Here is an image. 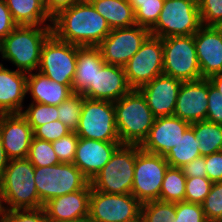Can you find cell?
Here are the masks:
<instances>
[{
    "label": "cell",
    "mask_w": 222,
    "mask_h": 222,
    "mask_svg": "<svg viewBox=\"0 0 222 222\" xmlns=\"http://www.w3.org/2000/svg\"><path fill=\"white\" fill-rule=\"evenodd\" d=\"M51 34V25H18L0 41V55L19 71H37L42 46Z\"/></svg>",
    "instance_id": "3957f363"
},
{
    "label": "cell",
    "mask_w": 222,
    "mask_h": 222,
    "mask_svg": "<svg viewBox=\"0 0 222 222\" xmlns=\"http://www.w3.org/2000/svg\"><path fill=\"white\" fill-rule=\"evenodd\" d=\"M21 114L34 131L39 126L58 120V106L30 102Z\"/></svg>",
    "instance_id": "d6a6232c"
},
{
    "label": "cell",
    "mask_w": 222,
    "mask_h": 222,
    "mask_svg": "<svg viewBox=\"0 0 222 222\" xmlns=\"http://www.w3.org/2000/svg\"><path fill=\"white\" fill-rule=\"evenodd\" d=\"M18 25L13 21L11 13L4 0H0V41Z\"/></svg>",
    "instance_id": "f6af8a7d"
},
{
    "label": "cell",
    "mask_w": 222,
    "mask_h": 222,
    "mask_svg": "<svg viewBox=\"0 0 222 222\" xmlns=\"http://www.w3.org/2000/svg\"><path fill=\"white\" fill-rule=\"evenodd\" d=\"M163 6L164 0L138 2V9L135 11L136 24L150 30L156 24Z\"/></svg>",
    "instance_id": "e575fe53"
},
{
    "label": "cell",
    "mask_w": 222,
    "mask_h": 222,
    "mask_svg": "<svg viewBox=\"0 0 222 222\" xmlns=\"http://www.w3.org/2000/svg\"><path fill=\"white\" fill-rule=\"evenodd\" d=\"M65 222H95V221L88 214L86 216H83V217H80V218H76V219H72V220L65 221Z\"/></svg>",
    "instance_id": "f907efd6"
},
{
    "label": "cell",
    "mask_w": 222,
    "mask_h": 222,
    "mask_svg": "<svg viewBox=\"0 0 222 222\" xmlns=\"http://www.w3.org/2000/svg\"><path fill=\"white\" fill-rule=\"evenodd\" d=\"M213 87L222 94V73L216 74L208 79Z\"/></svg>",
    "instance_id": "681fc988"
},
{
    "label": "cell",
    "mask_w": 222,
    "mask_h": 222,
    "mask_svg": "<svg viewBox=\"0 0 222 222\" xmlns=\"http://www.w3.org/2000/svg\"><path fill=\"white\" fill-rule=\"evenodd\" d=\"M182 82L162 74L138 90L155 117L173 116Z\"/></svg>",
    "instance_id": "d6986e66"
},
{
    "label": "cell",
    "mask_w": 222,
    "mask_h": 222,
    "mask_svg": "<svg viewBox=\"0 0 222 222\" xmlns=\"http://www.w3.org/2000/svg\"><path fill=\"white\" fill-rule=\"evenodd\" d=\"M186 178L181 168L169 166L164 175L159 200L174 203L184 201Z\"/></svg>",
    "instance_id": "f546056e"
},
{
    "label": "cell",
    "mask_w": 222,
    "mask_h": 222,
    "mask_svg": "<svg viewBox=\"0 0 222 222\" xmlns=\"http://www.w3.org/2000/svg\"><path fill=\"white\" fill-rule=\"evenodd\" d=\"M162 43L164 75L183 82L202 79L194 35L165 37Z\"/></svg>",
    "instance_id": "ba28073f"
},
{
    "label": "cell",
    "mask_w": 222,
    "mask_h": 222,
    "mask_svg": "<svg viewBox=\"0 0 222 222\" xmlns=\"http://www.w3.org/2000/svg\"><path fill=\"white\" fill-rule=\"evenodd\" d=\"M181 169L186 177H207L205 156L193 159Z\"/></svg>",
    "instance_id": "bcb514c9"
},
{
    "label": "cell",
    "mask_w": 222,
    "mask_h": 222,
    "mask_svg": "<svg viewBox=\"0 0 222 222\" xmlns=\"http://www.w3.org/2000/svg\"><path fill=\"white\" fill-rule=\"evenodd\" d=\"M201 156L222 151V125L208 120L192 123Z\"/></svg>",
    "instance_id": "f1b7e54d"
},
{
    "label": "cell",
    "mask_w": 222,
    "mask_h": 222,
    "mask_svg": "<svg viewBox=\"0 0 222 222\" xmlns=\"http://www.w3.org/2000/svg\"><path fill=\"white\" fill-rule=\"evenodd\" d=\"M206 120L222 125V94L208 80V108Z\"/></svg>",
    "instance_id": "7bdbcfd3"
},
{
    "label": "cell",
    "mask_w": 222,
    "mask_h": 222,
    "mask_svg": "<svg viewBox=\"0 0 222 222\" xmlns=\"http://www.w3.org/2000/svg\"><path fill=\"white\" fill-rule=\"evenodd\" d=\"M169 164L164 156L148 153L135 145L134 180L131 194L141 203L159 200Z\"/></svg>",
    "instance_id": "30bf717a"
},
{
    "label": "cell",
    "mask_w": 222,
    "mask_h": 222,
    "mask_svg": "<svg viewBox=\"0 0 222 222\" xmlns=\"http://www.w3.org/2000/svg\"><path fill=\"white\" fill-rule=\"evenodd\" d=\"M27 159L37 167L52 166L60 163L52 142L33 137Z\"/></svg>",
    "instance_id": "1f68e13d"
},
{
    "label": "cell",
    "mask_w": 222,
    "mask_h": 222,
    "mask_svg": "<svg viewBox=\"0 0 222 222\" xmlns=\"http://www.w3.org/2000/svg\"><path fill=\"white\" fill-rule=\"evenodd\" d=\"M4 222H50L43 208L3 211Z\"/></svg>",
    "instance_id": "60d3db41"
},
{
    "label": "cell",
    "mask_w": 222,
    "mask_h": 222,
    "mask_svg": "<svg viewBox=\"0 0 222 222\" xmlns=\"http://www.w3.org/2000/svg\"><path fill=\"white\" fill-rule=\"evenodd\" d=\"M132 6L134 12L138 9V2H147L148 0H127Z\"/></svg>",
    "instance_id": "f5cc1de1"
},
{
    "label": "cell",
    "mask_w": 222,
    "mask_h": 222,
    "mask_svg": "<svg viewBox=\"0 0 222 222\" xmlns=\"http://www.w3.org/2000/svg\"><path fill=\"white\" fill-rule=\"evenodd\" d=\"M52 34L78 46H98L112 30L88 0H82L52 18Z\"/></svg>",
    "instance_id": "6da1fadb"
},
{
    "label": "cell",
    "mask_w": 222,
    "mask_h": 222,
    "mask_svg": "<svg viewBox=\"0 0 222 222\" xmlns=\"http://www.w3.org/2000/svg\"><path fill=\"white\" fill-rule=\"evenodd\" d=\"M131 90L124 67L105 63L100 70H97L94 84H91L82 96L114 102Z\"/></svg>",
    "instance_id": "ffe728a7"
},
{
    "label": "cell",
    "mask_w": 222,
    "mask_h": 222,
    "mask_svg": "<svg viewBox=\"0 0 222 222\" xmlns=\"http://www.w3.org/2000/svg\"><path fill=\"white\" fill-rule=\"evenodd\" d=\"M10 159L8 158L2 144V138L0 134V179L2 178L4 171L9 164Z\"/></svg>",
    "instance_id": "c3c4849f"
},
{
    "label": "cell",
    "mask_w": 222,
    "mask_h": 222,
    "mask_svg": "<svg viewBox=\"0 0 222 222\" xmlns=\"http://www.w3.org/2000/svg\"><path fill=\"white\" fill-rule=\"evenodd\" d=\"M34 179L42 205L55 197L82 190L90 183L73 163L34 166Z\"/></svg>",
    "instance_id": "8992f818"
},
{
    "label": "cell",
    "mask_w": 222,
    "mask_h": 222,
    "mask_svg": "<svg viewBox=\"0 0 222 222\" xmlns=\"http://www.w3.org/2000/svg\"><path fill=\"white\" fill-rule=\"evenodd\" d=\"M0 134L10 160L27 158L34 134L21 113L0 114Z\"/></svg>",
    "instance_id": "9a60e30c"
},
{
    "label": "cell",
    "mask_w": 222,
    "mask_h": 222,
    "mask_svg": "<svg viewBox=\"0 0 222 222\" xmlns=\"http://www.w3.org/2000/svg\"><path fill=\"white\" fill-rule=\"evenodd\" d=\"M120 145L121 142H104L79 137L73 164L91 180Z\"/></svg>",
    "instance_id": "44dd1931"
},
{
    "label": "cell",
    "mask_w": 222,
    "mask_h": 222,
    "mask_svg": "<svg viewBox=\"0 0 222 222\" xmlns=\"http://www.w3.org/2000/svg\"><path fill=\"white\" fill-rule=\"evenodd\" d=\"M194 42L202 78L222 73V28L201 26L194 34Z\"/></svg>",
    "instance_id": "e0dca14e"
},
{
    "label": "cell",
    "mask_w": 222,
    "mask_h": 222,
    "mask_svg": "<svg viewBox=\"0 0 222 222\" xmlns=\"http://www.w3.org/2000/svg\"><path fill=\"white\" fill-rule=\"evenodd\" d=\"M27 73L0 63V114L21 113L27 95Z\"/></svg>",
    "instance_id": "603a6c76"
},
{
    "label": "cell",
    "mask_w": 222,
    "mask_h": 222,
    "mask_svg": "<svg viewBox=\"0 0 222 222\" xmlns=\"http://www.w3.org/2000/svg\"><path fill=\"white\" fill-rule=\"evenodd\" d=\"M70 132L60 120H56L37 127L33 131V134L35 138L53 142L66 136Z\"/></svg>",
    "instance_id": "b9f144b4"
},
{
    "label": "cell",
    "mask_w": 222,
    "mask_h": 222,
    "mask_svg": "<svg viewBox=\"0 0 222 222\" xmlns=\"http://www.w3.org/2000/svg\"><path fill=\"white\" fill-rule=\"evenodd\" d=\"M75 133L80 138L120 142L117 134L114 102L82 96L81 118Z\"/></svg>",
    "instance_id": "9c48e42d"
},
{
    "label": "cell",
    "mask_w": 222,
    "mask_h": 222,
    "mask_svg": "<svg viewBox=\"0 0 222 222\" xmlns=\"http://www.w3.org/2000/svg\"><path fill=\"white\" fill-rule=\"evenodd\" d=\"M117 134L121 144L141 145L154 124L155 116L143 94L132 89L114 101Z\"/></svg>",
    "instance_id": "277c9868"
},
{
    "label": "cell",
    "mask_w": 222,
    "mask_h": 222,
    "mask_svg": "<svg viewBox=\"0 0 222 222\" xmlns=\"http://www.w3.org/2000/svg\"><path fill=\"white\" fill-rule=\"evenodd\" d=\"M141 213L145 222H173L176 215V203L150 201L141 204Z\"/></svg>",
    "instance_id": "836d02e7"
},
{
    "label": "cell",
    "mask_w": 222,
    "mask_h": 222,
    "mask_svg": "<svg viewBox=\"0 0 222 222\" xmlns=\"http://www.w3.org/2000/svg\"><path fill=\"white\" fill-rule=\"evenodd\" d=\"M79 137L75 132H70L66 136L53 141V149L60 163H73Z\"/></svg>",
    "instance_id": "f35d334b"
},
{
    "label": "cell",
    "mask_w": 222,
    "mask_h": 222,
    "mask_svg": "<svg viewBox=\"0 0 222 222\" xmlns=\"http://www.w3.org/2000/svg\"><path fill=\"white\" fill-rule=\"evenodd\" d=\"M199 145L198 139L194 135V129L190 126L164 157L170 167L181 168L201 156Z\"/></svg>",
    "instance_id": "83f0119b"
},
{
    "label": "cell",
    "mask_w": 222,
    "mask_h": 222,
    "mask_svg": "<svg viewBox=\"0 0 222 222\" xmlns=\"http://www.w3.org/2000/svg\"><path fill=\"white\" fill-rule=\"evenodd\" d=\"M149 35V29L137 24L131 27L115 28L98 47L106 64L124 67Z\"/></svg>",
    "instance_id": "4fadbf2b"
},
{
    "label": "cell",
    "mask_w": 222,
    "mask_h": 222,
    "mask_svg": "<svg viewBox=\"0 0 222 222\" xmlns=\"http://www.w3.org/2000/svg\"><path fill=\"white\" fill-rule=\"evenodd\" d=\"M202 26L198 0H164V6L150 34L161 39L194 35Z\"/></svg>",
    "instance_id": "52a82bcc"
},
{
    "label": "cell",
    "mask_w": 222,
    "mask_h": 222,
    "mask_svg": "<svg viewBox=\"0 0 222 222\" xmlns=\"http://www.w3.org/2000/svg\"><path fill=\"white\" fill-rule=\"evenodd\" d=\"M111 29L136 25L135 12L127 0H88Z\"/></svg>",
    "instance_id": "4316f807"
},
{
    "label": "cell",
    "mask_w": 222,
    "mask_h": 222,
    "mask_svg": "<svg viewBox=\"0 0 222 222\" xmlns=\"http://www.w3.org/2000/svg\"><path fill=\"white\" fill-rule=\"evenodd\" d=\"M2 211L43 208L34 179V165L27 159L9 161L0 179Z\"/></svg>",
    "instance_id": "7a4b0ae2"
},
{
    "label": "cell",
    "mask_w": 222,
    "mask_h": 222,
    "mask_svg": "<svg viewBox=\"0 0 222 222\" xmlns=\"http://www.w3.org/2000/svg\"><path fill=\"white\" fill-rule=\"evenodd\" d=\"M141 212V203L131 194H107L91 187L89 215L95 222H124Z\"/></svg>",
    "instance_id": "5bb4252c"
},
{
    "label": "cell",
    "mask_w": 222,
    "mask_h": 222,
    "mask_svg": "<svg viewBox=\"0 0 222 222\" xmlns=\"http://www.w3.org/2000/svg\"><path fill=\"white\" fill-rule=\"evenodd\" d=\"M124 222H145L142 213L140 212L134 218L126 220Z\"/></svg>",
    "instance_id": "816d5d0a"
},
{
    "label": "cell",
    "mask_w": 222,
    "mask_h": 222,
    "mask_svg": "<svg viewBox=\"0 0 222 222\" xmlns=\"http://www.w3.org/2000/svg\"><path fill=\"white\" fill-rule=\"evenodd\" d=\"M82 108V94L73 93L58 105V120L71 132H76Z\"/></svg>",
    "instance_id": "4dcf8cb0"
},
{
    "label": "cell",
    "mask_w": 222,
    "mask_h": 222,
    "mask_svg": "<svg viewBox=\"0 0 222 222\" xmlns=\"http://www.w3.org/2000/svg\"><path fill=\"white\" fill-rule=\"evenodd\" d=\"M128 84L139 89L163 74V43L157 36L149 35L137 53L124 66Z\"/></svg>",
    "instance_id": "7c38bea8"
},
{
    "label": "cell",
    "mask_w": 222,
    "mask_h": 222,
    "mask_svg": "<svg viewBox=\"0 0 222 222\" xmlns=\"http://www.w3.org/2000/svg\"><path fill=\"white\" fill-rule=\"evenodd\" d=\"M207 178L211 182L222 181V151L205 156Z\"/></svg>",
    "instance_id": "ee69618b"
},
{
    "label": "cell",
    "mask_w": 222,
    "mask_h": 222,
    "mask_svg": "<svg viewBox=\"0 0 222 222\" xmlns=\"http://www.w3.org/2000/svg\"><path fill=\"white\" fill-rule=\"evenodd\" d=\"M190 126V123L176 116L156 117L140 148L148 153L165 156Z\"/></svg>",
    "instance_id": "ac0fdd59"
},
{
    "label": "cell",
    "mask_w": 222,
    "mask_h": 222,
    "mask_svg": "<svg viewBox=\"0 0 222 222\" xmlns=\"http://www.w3.org/2000/svg\"><path fill=\"white\" fill-rule=\"evenodd\" d=\"M78 45L70 44L51 34L41 49L39 72L49 79L72 90L74 81Z\"/></svg>",
    "instance_id": "8fae6325"
},
{
    "label": "cell",
    "mask_w": 222,
    "mask_h": 222,
    "mask_svg": "<svg viewBox=\"0 0 222 222\" xmlns=\"http://www.w3.org/2000/svg\"><path fill=\"white\" fill-rule=\"evenodd\" d=\"M26 93L31 102L58 106L70 95L72 90L67 85L59 84L39 71L27 73Z\"/></svg>",
    "instance_id": "cb8c5ba5"
},
{
    "label": "cell",
    "mask_w": 222,
    "mask_h": 222,
    "mask_svg": "<svg viewBox=\"0 0 222 222\" xmlns=\"http://www.w3.org/2000/svg\"><path fill=\"white\" fill-rule=\"evenodd\" d=\"M0 222H4L3 221V213H0Z\"/></svg>",
    "instance_id": "db71d44e"
},
{
    "label": "cell",
    "mask_w": 222,
    "mask_h": 222,
    "mask_svg": "<svg viewBox=\"0 0 222 222\" xmlns=\"http://www.w3.org/2000/svg\"><path fill=\"white\" fill-rule=\"evenodd\" d=\"M213 182L207 177H187L185 184L184 201L202 204L210 193Z\"/></svg>",
    "instance_id": "d590c367"
},
{
    "label": "cell",
    "mask_w": 222,
    "mask_h": 222,
    "mask_svg": "<svg viewBox=\"0 0 222 222\" xmlns=\"http://www.w3.org/2000/svg\"><path fill=\"white\" fill-rule=\"evenodd\" d=\"M201 205L208 222H219L222 219V181L213 183Z\"/></svg>",
    "instance_id": "8d00e7d4"
},
{
    "label": "cell",
    "mask_w": 222,
    "mask_h": 222,
    "mask_svg": "<svg viewBox=\"0 0 222 222\" xmlns=\"http://www.w3.org/2000/svg\"><path fill=\"white\" fill-rule=\"evenodd\" d=\"M202 26L222 25V0H198Z\"/></svg>",
    "instance_id": "74e56055"
},
{
    "label": "cell",
    "mask_w": 222,
    "mask_h": 222,
    "mask_svg": "<svg viewBox=\"0 0 222 222\" xmlns=\"http://www.w3.org/2000/svg\"><path fill=\"white\" fill-rule=\"evenodd\" d=\"M173 222H208L201 204L186 201L176 202Z\"/></svg>",
    "instance_id": "ab89813d"
},
{
    "label": "cell",
    "mask_w": 222,
    "mask_h": 222,
    "mask_svg": "<svg viewBox=\"0 0 222 222\" xmlns=\"http://www.w3.org/2000/svg\"><path fill=\"white\" fill-rule=\"evenodd\" d=\"M105 64L98 46H78L72 92L83 94L94 84L97 70Z\"/></svg>",
    "instance_id": "d4e9b609"
},
{
    "label": "cell",
    "mask_w": 222,
    "mask_h": 222,
    "mask_svg": "<svg viewBox=\"0 0 222 222\" xmlns=\"http://www.w3.org/2000/svg\"><path fill=\"white\" fill-rule=\"evenodd\" d=\"M80 1L82 0H46L44 6L47 14L52 19L59 12L71 7L72 5Z\"/></svg>",
    "instance_id": "7dc6e473"
},
{
    "label": "cell",
    "mask_w": 222,
    "mask_h": 222,
    "mask_svg": "<svg viewBox=\"0 0 222 222\" xmlns=\"http://www.w3.org/2000/svg\"><path fill=\"white\" fill-rule=\"evenodd\" d=\"M17 25H52V19L40 0H4Z\"/></svg>",
    "instance_id": "484cf974"
},
{
    "label": "cell",
    "mask_w": 222,
    "mask_h": 222,
    "mask_svg": "<svg viewBox=\"0 0 222 222\" xmlns=\"http://www.w3.org/2000/svg\"><path fill=\"white\" fill-rule=\"evenodd\" d=\"M207 108L208 79L182 82L173 116L192 124L206 120Z\"/></svg>",
    "instance_id": "2e32d148"
},
{
    "label": "cell",
    "mask_w": 222,
    "mask_h": 222,
    "mask_svg": "<svg viewBox=\"0 0 222 222\" xmlns=\"http://www.w3.org/2000/svg\"><path fill=\"white\" fill-rule=\"evenodd\" d=\"M135 145L121 144L106 165L90 180L94 190L129 194L134 180Z\"/></svg>",
    "instance_id": "5b68a950"
},
{
    "label": "cell",
    "mask_w": 222,
    "mask_h": 222,
    "mask_svg": "<svg viewBox=\"0 0 222 222\" xmlns=\"http://www.w3.org/2000/svg\"><path fill=\"white\" fill-rule=\"evenodd\" d=\"M91 184L84 189L55 197L43 205L50 222H65L89 214Z\"/></svg>",
    "instance_id": "7402d4cb"
}]
</instances>
